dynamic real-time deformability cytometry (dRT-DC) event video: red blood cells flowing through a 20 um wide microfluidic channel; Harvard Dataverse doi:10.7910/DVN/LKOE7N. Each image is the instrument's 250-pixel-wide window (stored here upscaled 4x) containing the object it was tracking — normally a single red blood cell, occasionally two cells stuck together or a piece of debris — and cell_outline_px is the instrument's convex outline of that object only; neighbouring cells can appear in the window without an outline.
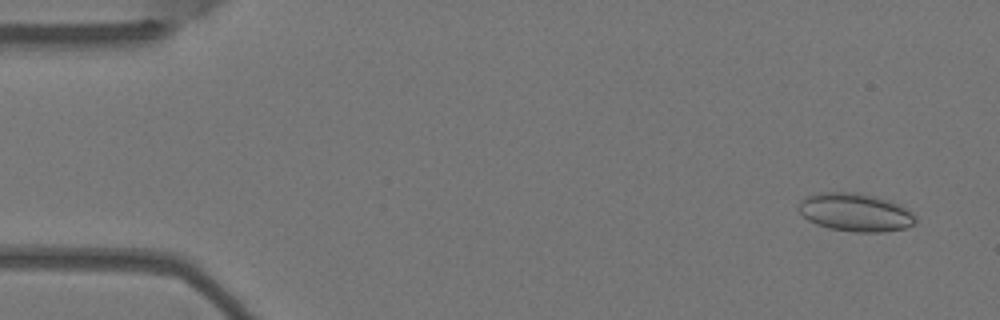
{"species": "Egyptian fruit bat (a non-hibernating species)", "species_latin": "Rousettus aegyptiacus", "temperature_condition": "warm", "stored_images_in_passage": 6, "camera_frame_rate_fps": 3000, "um_per_image_px": 0.085, "animal": {"sex": "female"}, "frame": {"image": 1, "passage_image": 1, "time_ms": 0.0, "image_size_px": [1000, 320], "cell_outline_px": [[916, 224], [908, 228], [884, 232], [856, 232], [832, 228], [816, 224], [808, 220], [796, 208], [800, 200], [804, 196], [816, 192], [860, 192], [892, 200], [900, 204], [912, 212], [916, 216]], "centroid_in_image_um": [72.72, 18.03], "position_along_channel_um": 12.3, "area_um2": 26.59}}
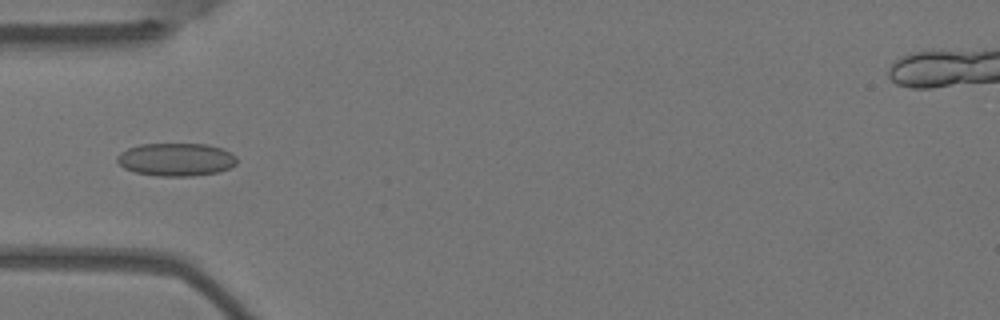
{"frame": {"image": 2, "passage_image": 5, "time_ms": 1.333, "image_size_px": [1000, 320], "cell_outline_px": [[236, 164], [220, 172], [192, 176], [156, 176], [136, 172], [124, 168], [116, 160], [116, 156], [120, 152], [128, 148], [140, 144], [208, 144], [232, 152], [236, 156]], "centroid_in_image_um": [14.97, 13.56], "position_along_channel_um": 70.0, "area_um2": 23.12}}
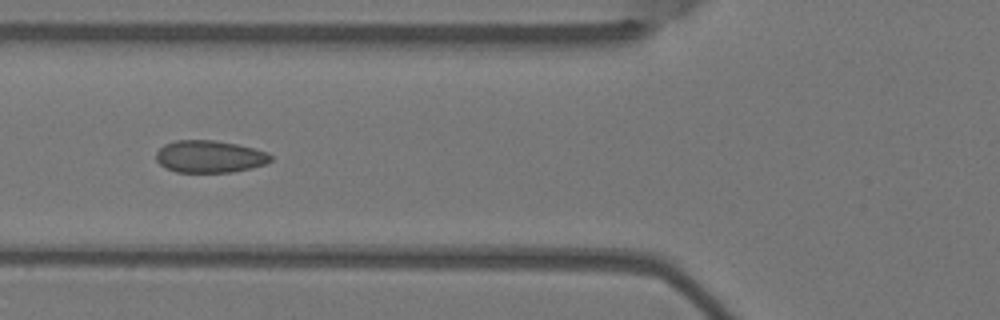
{"frame": {"image": 3, "passage_image": 6, "time_ms": 1.667, "image_size_px": [1000, 320], "cell_outline_px": [[272, 160], [264, 164], [252, 168], [232, 172], [176, 172], [164, 168], [156, 160], [156, 152], [164, 144], [176, 140], [216, 140], [236, 144], [268, 152], [272, 156]], "centroid_in_image_um": [17.8, 13.31], "position_along_channel_um": 108.0, "area_um2": 21.62}}